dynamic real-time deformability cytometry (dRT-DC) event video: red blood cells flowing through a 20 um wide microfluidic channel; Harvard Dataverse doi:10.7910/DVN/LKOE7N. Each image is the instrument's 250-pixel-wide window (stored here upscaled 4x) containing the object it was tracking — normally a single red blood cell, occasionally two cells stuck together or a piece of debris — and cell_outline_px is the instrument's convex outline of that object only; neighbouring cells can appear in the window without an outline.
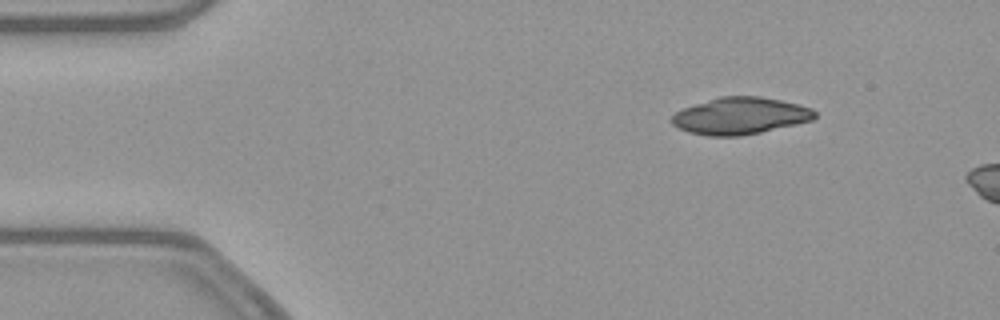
{"species": "common noctule bat (a hibernating species)", "species_latin": "Nyctalus noctula", "temperature_condition": "warm", "stored_images_in_passage": 12, "camera_frame_rate_fps": 3000, "um_per_image_px": 0.085, "animal": {"sex": "female", "body_mass_g": 21.9}, "frame": {"image": 1, "passage_image": 7, "time_ms": 2.0, "image_size_px": [1000, 320], "cell_outline_px": [[816, 116], [812, 120], [796, 124], [760, 132], [740, 136], [708, 136], [688, 132], [672, 124], [672, 116], [676, 112], [684, 108], [720, 96], [760, 96], [800, 104], [812, 108], [816, 112]], "centroid_in_image_um": [62.94, 9.85], "position_along_channel_um": 22.1, "area_um2": 30.58}}